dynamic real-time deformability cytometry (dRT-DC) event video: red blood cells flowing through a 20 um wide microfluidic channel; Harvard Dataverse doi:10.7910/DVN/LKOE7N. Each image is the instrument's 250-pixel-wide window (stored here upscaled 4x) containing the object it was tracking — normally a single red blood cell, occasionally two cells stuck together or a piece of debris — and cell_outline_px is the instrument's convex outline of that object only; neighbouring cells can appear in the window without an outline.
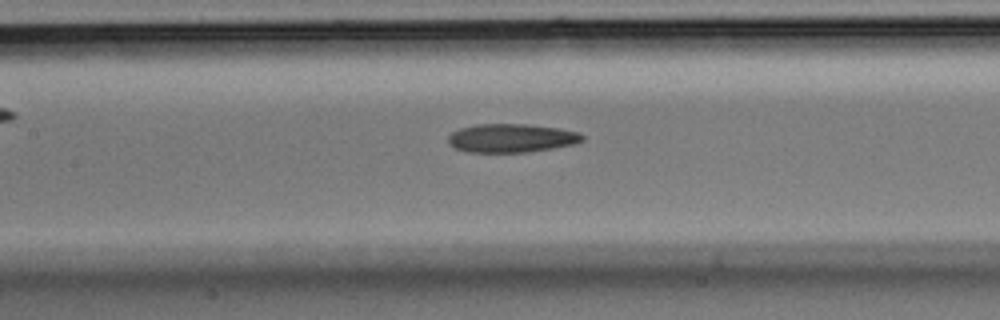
{"species": "Egyptian fruit bat (a non-hibernating species)", "species_latin": "Rousettus aegyptiacus", "temperature_condition": "room temperature", "stored_images_in_passage": 23, "camera_frame_rate_fps": 3000, "um_per_image_px": 0.085, "animal": {"sex": "male"}, "frame": {"image": 1, "passage_image": 10, "time_ms": 3.0, "image_size_px": [1000, 320], "cell_outline_px": [[584, 140], [576, 144], [528, 152], [468, 152], [456, 148], [448, 144], [448, 136], [452, 132], [460, 128], [476, 124], [524, 124], [556, 128], [576, 132], [584, 136]], "centroid_in_image_um": [43.44, 11.74], "position_along_channel_um": 164.0, "area_um2": 22.25}}
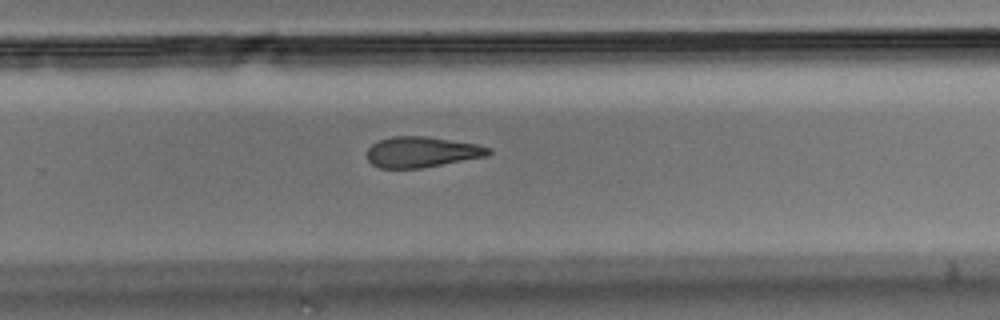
{"frame": {"image": 2, "passage_image": 17, "time_ms": 5.333, "image_size_px": [1000, 320], "cell_outline_px": [[492, 152], [488, 156], [420, 168], [380, 168], [372, 164], [368, 160], [368, 148], [372, 144], [380, 140], [392, 136], [424, 136], [476, 144], [488, 148]], "centroid_in_image_um": [35.84, 12.92], "position_along_channel_um": 294.0, "area_um2": 21.44}}